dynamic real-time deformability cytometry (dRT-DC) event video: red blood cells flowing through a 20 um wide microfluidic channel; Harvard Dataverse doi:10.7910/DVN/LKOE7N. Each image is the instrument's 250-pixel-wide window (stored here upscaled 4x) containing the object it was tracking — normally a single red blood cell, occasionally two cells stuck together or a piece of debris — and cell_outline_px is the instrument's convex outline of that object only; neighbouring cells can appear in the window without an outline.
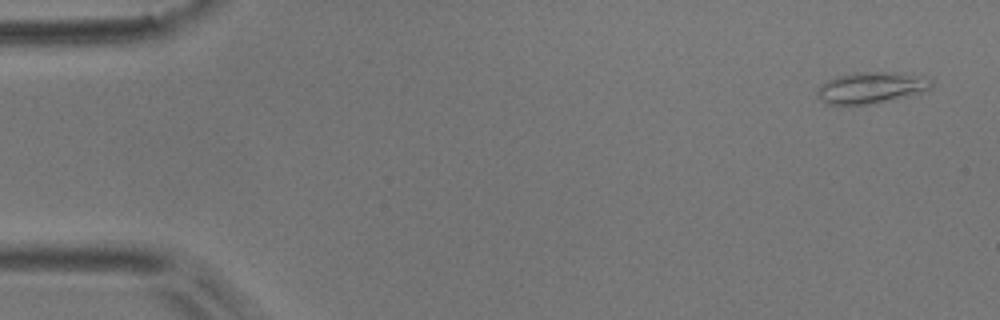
{"species": "common noctule bat (a hibernating species)", "species_latin": "Nyctalus noctula", "temperature_condition": "room temperature", "stored_images_in_passage": 6, "segment_of_instrument_passage": [2, 2], "camera_frame_rate_fps": 3000, "um_per_image_px": 0.085, "animal": {"sex": "male", "body_mass_g": 17.9}, "frame": {"image": 1, "passage_image": 6, "time_ms": 1.667, "image_size_px": [1000, 320], "cell_outline_px": [[932, 88], [920, 92], [872, 104], [828, 104], [820, 100], [816, 92], [816, 88], [820, 84], [836, 76], [856, 72], [896, 72], [932, 76]], "centroid_in_image_um": [74.07, 7.42], "position_along_channel_um": 10.9, "area_um2": 21.04}}